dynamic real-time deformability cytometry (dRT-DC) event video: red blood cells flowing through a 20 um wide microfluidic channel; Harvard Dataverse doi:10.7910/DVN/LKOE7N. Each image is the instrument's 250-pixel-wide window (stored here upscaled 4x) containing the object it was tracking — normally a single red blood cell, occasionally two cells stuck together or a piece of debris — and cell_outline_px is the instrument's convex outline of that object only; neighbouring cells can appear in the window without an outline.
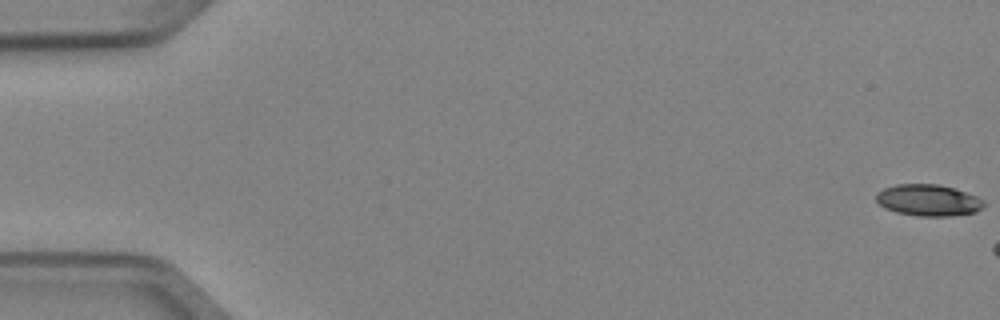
{"species": "Egyptian fruit bat (a non-hibernating species)", "species_latin": "Rousettus aegyptiacus", "temperature_condition": "cold", "stored_images_in_passage": 7, "camera_frame_rate_fps": 3000, "um_per_image_px": 0.085, "animal": {"sex": "female"}, "frame": {"image": 1, "passage_image": 1, "time_ms": 0.0, "image_size_px": [1000, 320], "cell_outline_px": [[984, 204], [976, 212], [952, 216], [916, 216], [896, 212], [884, 208], [876, 200], [876, 192], [884, 188], [896, 184], [940, 184], [976, 196], [984, 200]], "centroid_in_image_um": [78.87, 17.02], "position_along_channel_um": 6.1, "area_um2": 19.77}}